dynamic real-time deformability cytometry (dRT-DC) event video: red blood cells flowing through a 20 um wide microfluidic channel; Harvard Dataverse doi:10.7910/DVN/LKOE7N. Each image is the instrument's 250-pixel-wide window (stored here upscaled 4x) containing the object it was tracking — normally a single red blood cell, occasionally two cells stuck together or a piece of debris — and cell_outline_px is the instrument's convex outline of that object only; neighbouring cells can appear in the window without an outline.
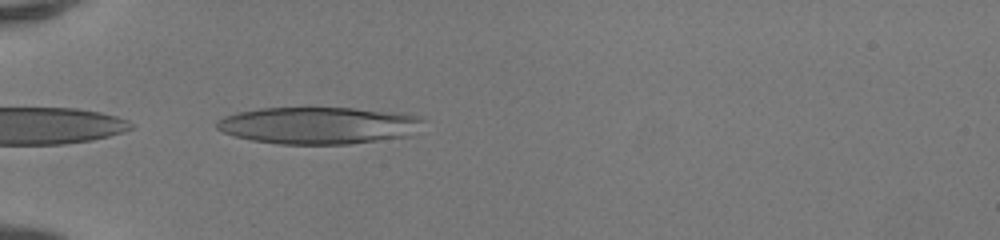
{"species": "human", "species_latin": "Homo sapiens", "temperature_condition": "room temperature", "stored_images_in_passage": 34, "camera_frame_rate_fps": 3000, "um_per_image_px": 0.085, "donor": {"sex": "female"}, "frame": {"image": 1, "passage_image": 1, "time_ms": 0.0, "image_size_px": [1000, 240], "cell_outline_px": [[424, 120], [412, 136], [348, 144], [280, 144], [252, 140], [236, 136], [224, 132], [216, 128], [216, 120], [224, 116], [236, 112], [260, 108], [352, 108], [408, 112], [424, 116]], "centroid_in_image_um": [27.16, 10.65], "position_along_channel_um": 57.8, "area_um2": 45.14}}
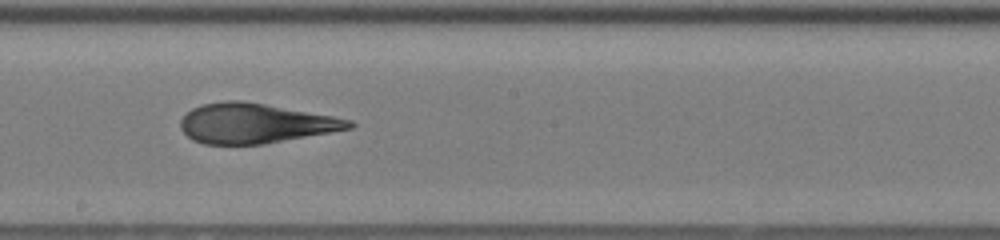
{"frame": {"image": 2, "passage_image": 14, "time_ms": 4.333, "image_size_px": [1000, 240], "cell_outline_px": [[356, 124], [352, 128], [264, 144], [204, 144], [192, 140], [180, 128], [180, 120], [192, 108], [200, 104], [228, 100], [240, 100], [264, 104], [332, 116], [352, 120]], "centroid_in_image_um": [21.66, 10.48], "position_along_channel_um": 226.5, "area_um2": 38.84}}
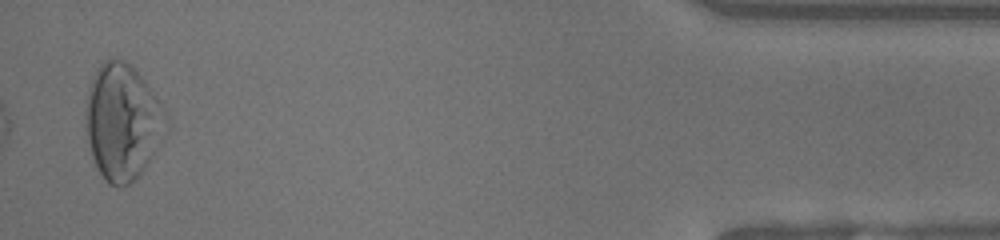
{"frame": {"image": 3, "passage_image": 33, "time_ms": 10.667, "image_size_px": [1000, 240], "cell_outline_px": [[168, 128], [148, 164], [128, 184], [120, 188], [108, 184], [104, 180], [92, 156], [88, 140], [84, 116], [88, 92], [96, 68], [104, 60], [112, 56], [128, 64], [144, 80], [168, 112]], "centroid_in_image_um": [10.42, 10.36], "position_along_channel_um": 424.8, "area_um2": 54.33}, "authors_computed_cell_mechanics": {"area_um2": 40.0265, "velocity_mm_per_s": 4.203, "shape_relaxation_time_tau1_ms": 10.1306, "shape_relaxation_time_tau2_ms": 1.4044, "deformation_change_tau1": 0.3505, "deformation_change_tau2": 0.1073}}